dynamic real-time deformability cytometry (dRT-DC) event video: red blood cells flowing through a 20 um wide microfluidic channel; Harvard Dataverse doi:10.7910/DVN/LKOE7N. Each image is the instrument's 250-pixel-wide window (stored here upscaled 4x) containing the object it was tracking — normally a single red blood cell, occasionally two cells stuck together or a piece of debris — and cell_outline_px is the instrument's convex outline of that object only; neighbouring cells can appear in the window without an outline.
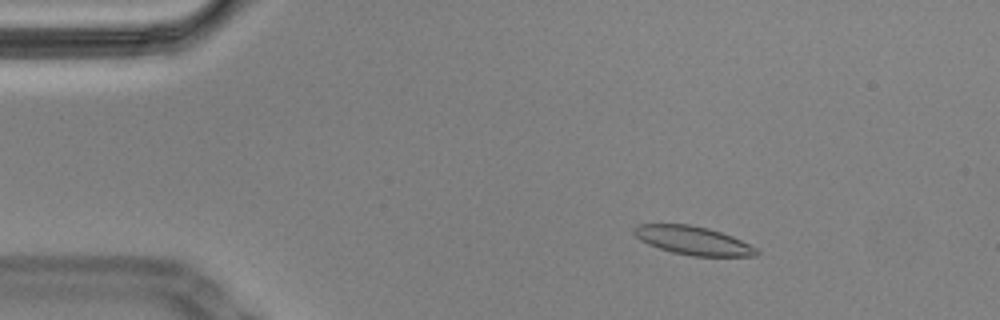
{"species": "Egyptian fruit bat (a non-hibernating species)", "species_latin": "Rousettus aegyptiacus", "temperature_condition": "cold", "stored_images_in_passage": 52, "camera_frame_rate_fps": 3000, "um_per_image_px": 0.085, "animal": {"sex": "male"}, "frame": {"image": 1, "passage_image": 3, "time_ms": 0.667, "image_size_px": [1000, 320], "cell_outline_px": [[760, 252], [756, 256], [692, 256], [672, 252], [648, 244], [640, 240], [632, 232], [632, 228], [640, 224], [688, 224], [708, 228], [732, 236], [756, 248]], "centroid_in_image_um": [58.89, 20.44], "position_along_channel_um": 26.1, "area_um2": 20.23}}
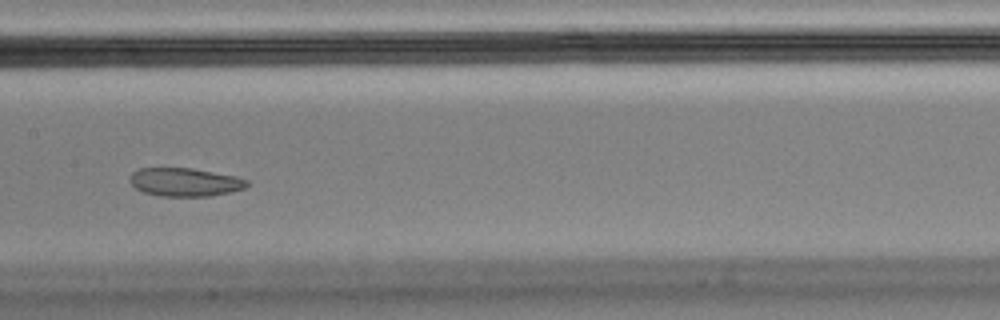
{"frame": {"image": 2, "passage_image": 23, "time_ms": 7.333, "image_size_px": [1000, 320], "cell_outline_px": [[248, 184], [244, 188], [228, 192], [208, 196], [160, 196], [144, 192], [136, 188], [128, 180], [132, 172], [140, 168], [192, 168], [236, 176], [248, 180]], "centroid_in_image_um": [15.69, 15.47], "position_along_channel_um": 191.7, "area_um2": 19.25}}
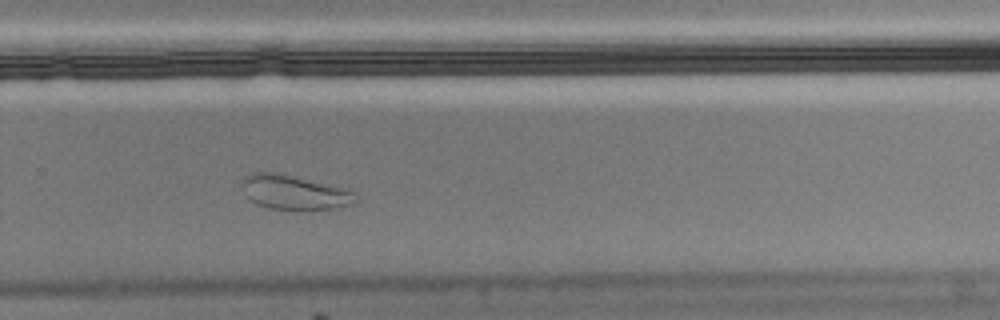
{"frame": {"image": 3, "passage_image": 33, "time_ms": 10.667, "image_size_px": [1000, 320], "cell_outline_px": [[356, 200], [352, 204], [340, 208], [308, 212], [300, 212], [272, 208], [256, 204], [244, 192], [244, 180], [252, 172], [276, 172], [348, 188], [356, 192]], "centroid_in_image_um": [25.13, 16.39], "position_along_channel_um": 304.7, "area_um2": 23.35}}